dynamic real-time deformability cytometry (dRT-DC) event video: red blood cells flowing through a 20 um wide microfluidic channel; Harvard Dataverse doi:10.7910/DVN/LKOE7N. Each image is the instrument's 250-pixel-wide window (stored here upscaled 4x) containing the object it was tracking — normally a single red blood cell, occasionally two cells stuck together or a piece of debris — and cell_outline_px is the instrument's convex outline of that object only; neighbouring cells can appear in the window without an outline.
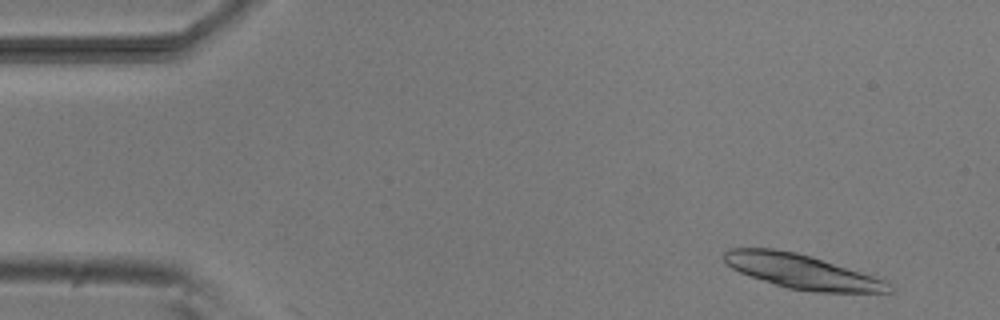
{"species": "common noctule bat (a hibernating species)", "species_latin": "Nyctalus noctula", "temperature_condition": "room temperature", "stored_images_in_passage": 4, "camera_frame_rate_fps": 3000, "um_per_image_px": 0.085, "animal": {"sex": "male", "body_mass_g": 20.5, "forearm_length_mm": 52.5}, "frame": {"image": 1, "passage_image": 3, "time_ms": 0.667, "image_size_px": [1000, 320], "cell_outline_px": [[896, 288], [892, 292], [816, 292], [788, 288], [740, 272], [732, 268], [724, 260], [724, 252], [728, 248], [772, 248], [796, 252], [812, 256], [884, 280]], "centroid_in_image_um": [68.16, 23.07], "position_along_channel_um": 16.8, "area_um2": 32.54}}